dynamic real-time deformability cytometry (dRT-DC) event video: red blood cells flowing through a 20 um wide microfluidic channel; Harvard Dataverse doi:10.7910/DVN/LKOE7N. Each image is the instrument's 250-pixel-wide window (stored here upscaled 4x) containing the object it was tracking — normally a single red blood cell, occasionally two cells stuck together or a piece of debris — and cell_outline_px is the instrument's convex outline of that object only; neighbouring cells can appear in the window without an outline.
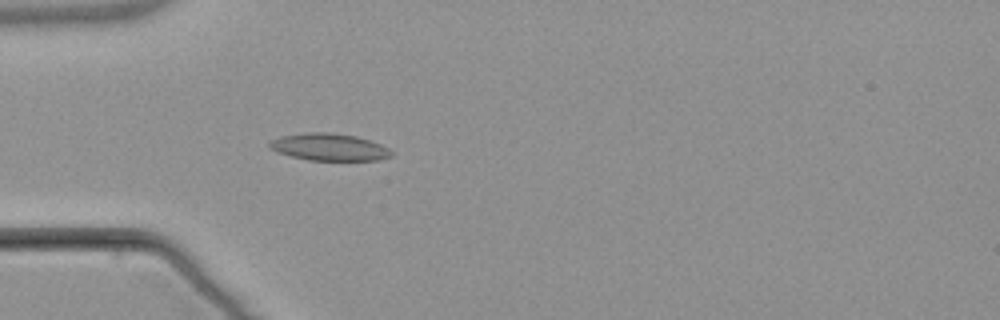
{"species": "common noctule bat (a hibernating species)", "species_latin": "Nyctalus noctula", "temperature_condition": "warm", "stored_images_in_passage": 4, "camera_frame_rate_fps": 3000, "um_per_image_px": 0.085, "animal": {"sex": "male", "body_mass_g": 21.5, "forearm_length_mm": 52.0}, "frame": {"image": 1, "passage_image": 4, "time_ms": 4.333, "image_size_px": [1000, 320], "cell_outline_px": [[392, 156], [380, 160], [308, 160], [276, 152], [268, 148], [268, 144], [272, 140], [280, 136], [304, 132], [332, 132], [356, 136], [380, 144], [388, 148], [392, 152]], "centroid_in_image_um": [27.95, 12.49], "position_along_channel_um": 57.0, "area_um2": 19.36}}